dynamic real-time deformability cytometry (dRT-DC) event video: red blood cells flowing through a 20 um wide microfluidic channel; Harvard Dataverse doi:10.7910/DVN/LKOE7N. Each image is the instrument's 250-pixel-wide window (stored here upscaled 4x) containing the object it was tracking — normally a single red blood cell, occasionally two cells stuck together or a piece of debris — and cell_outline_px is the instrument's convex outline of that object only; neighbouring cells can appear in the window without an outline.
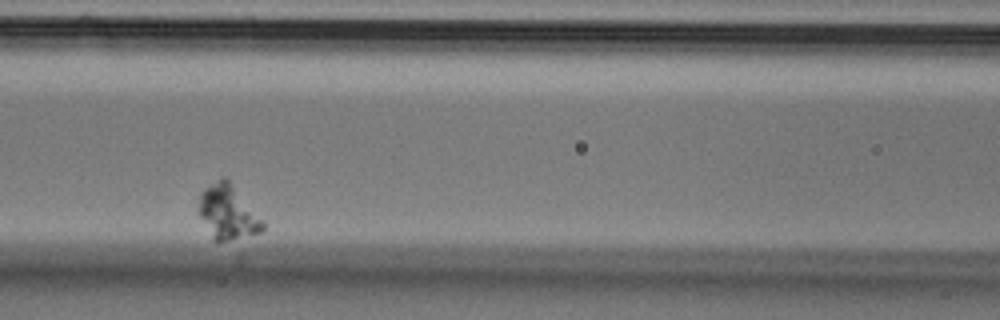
{"species": "Egyptian fruit bat (a non-hibernating species)", "species_latin": "Rousettus aegyptiacus", "temperature_condition": "cold", "stored_images_in_passage": 6, "camera_frame_rate_fps": 3000, "um_per_image_px": 0.085, "animal": {"sex": "male"}, "frame": {"image": 1, "passage_image": 4, "time_ms": 1.0, "image_size_px": [1000, 320], "cell_outline_px": [[264, 228], [260, 232], [228, 240], [212, 240], [200, 216], [200, 192], [204, 188], [220, 176], [224, 176], [228, 180], [264, 220]], "centroid_in_image_um": [19.35, 18.02], "position_along_channel_um": 147.2, "area_um2": 19.94}}
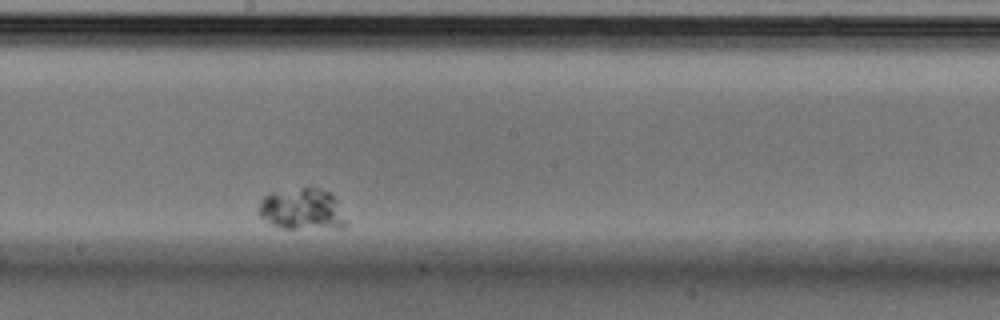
{"frame": {"image": 2, "passage_image": 6, "time_ms": 1.667, "image_size_px": [1000, 320], "cell_outline_px": [[348, 224], [344, 228], [284, 228], [272, 224], [260, 216], [260, 200], [264, 196], [272, 192], [304, 188], [316, 188], [328, 192], [336, 200]], "centroid_in_image_um": [25.7, 17.8], "position_along_channel_um": 222.5, "area_um2": 20.69}}